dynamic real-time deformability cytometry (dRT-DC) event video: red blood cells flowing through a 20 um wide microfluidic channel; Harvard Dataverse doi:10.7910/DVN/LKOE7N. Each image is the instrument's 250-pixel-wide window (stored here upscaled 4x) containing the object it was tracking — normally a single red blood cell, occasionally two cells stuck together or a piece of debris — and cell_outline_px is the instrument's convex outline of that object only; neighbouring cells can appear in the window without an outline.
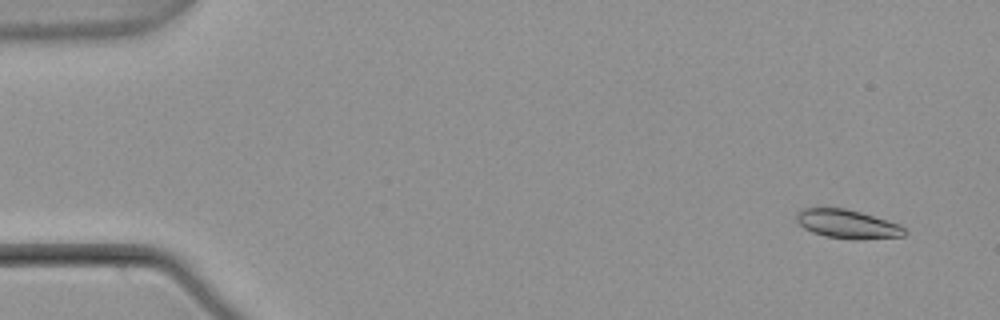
{"species": "common noctule bat (a hibernating species)", "species_latin": "Nyctalus noctula", "temperature_condition": "warm", "stored_images_in_passage": 6, "camera_frame_rate_fps": 3000, "um_per_image_px": 0.085, "animal": {"sex": "male", "body_mass_g": 21.5, "forearm_length_mm": 52.0}, "frame": {"image": 1, "passage_image": 1, "time_ms": 0.0, "image_size_px": [1000, 320], "cell_outline_px": [[908, 232], [904, 236], [856, 240], [824, 236], [812, 232], [804, 228], [796, 220], [796, 216], [804, 208], [844, 208], [860, 212], [900, 224]], "centroid_in_image_um": [72.06, 19.06], "position_along_channel_um": 12.9, "area_um2": 18.03}}
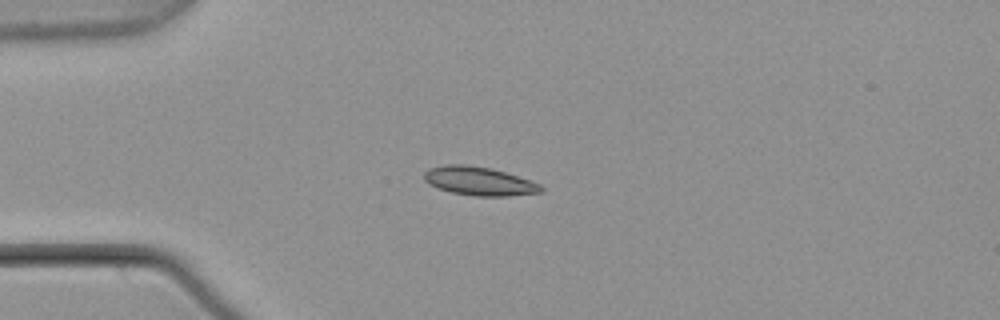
{"frame": {"image": 2, "passage_image": 4, "time_ms": 1.0, "image_size_px": [1000, 320], "cell_outline_px": [[544, 192], [508, 196], [476, 196], [452, 192], [428, 184], [424, 180], [424, 172], [428, 168], [444, 164], [464, 164], [492, 168], [540, 184], [544, 188]], "centroid_in_image_um": [40.71, 15.39], "position_along_channel_um": 44.3, "area_um2": 19.48}}
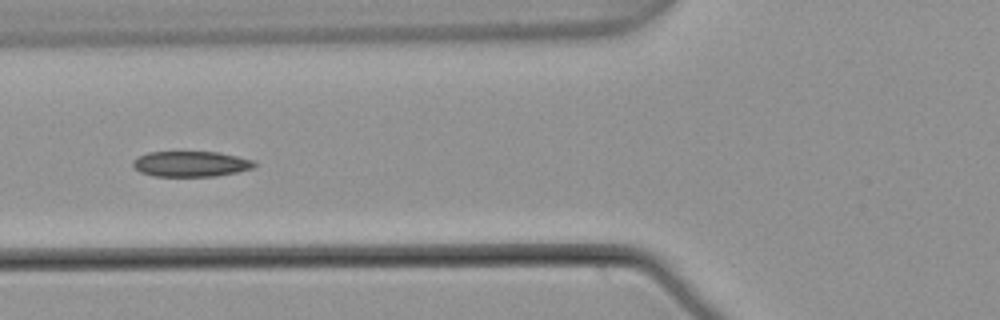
{"frame": {"image": 3, "passage_image": 6, "time_ms": 1.667, "image_size_px": [1000, 320], "cell_outline_px": [[256, 164], [252, 168], [236, 172], [216, 176], [152, 176], [140, 172], [132, 164], [132, 160], [148, 152], [220, 152], [252, 160]], "centroid_in_image_um": [16.2, 13.93], "position_along_channel_um": 109.6, "area_um2": 17.92}}